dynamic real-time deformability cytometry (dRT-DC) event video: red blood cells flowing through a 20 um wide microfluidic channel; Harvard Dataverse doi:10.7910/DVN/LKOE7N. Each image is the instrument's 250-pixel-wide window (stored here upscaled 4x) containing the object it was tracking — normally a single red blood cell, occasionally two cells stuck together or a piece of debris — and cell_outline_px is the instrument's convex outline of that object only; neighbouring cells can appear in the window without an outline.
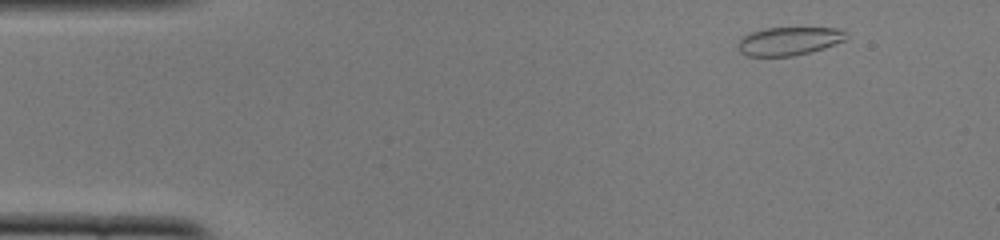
{"species": "common noctule bat (a hibernating species)", "species_latin": "Nyctalus noctula", "temperature_condition": "cold", "stored_images_in_passage": 13, "camera_frame_rate_fps": 3000, "um_per_image_px": 0.085, "animal": {"sex": "female", "body_mass_g": 22.0, "forearm_length_mm": 56.7}, "frame": {"image": 1, "passage_image": 3, "time_ms": 0.667, "image_size_px": [1000, 240], "cell_outline_px": [[848, 36], [844, 40], [824, 48], [812, 52], [792, 56], [748, 56], [740, 52], [740, 40], [744, 36], [752, 32], [764, 28], [844, 28], [848, 32]], "centroid_in_image_um": [67.14, 3.49], "position_along_channel_um": 17.9, "area_um2": 17.8}}